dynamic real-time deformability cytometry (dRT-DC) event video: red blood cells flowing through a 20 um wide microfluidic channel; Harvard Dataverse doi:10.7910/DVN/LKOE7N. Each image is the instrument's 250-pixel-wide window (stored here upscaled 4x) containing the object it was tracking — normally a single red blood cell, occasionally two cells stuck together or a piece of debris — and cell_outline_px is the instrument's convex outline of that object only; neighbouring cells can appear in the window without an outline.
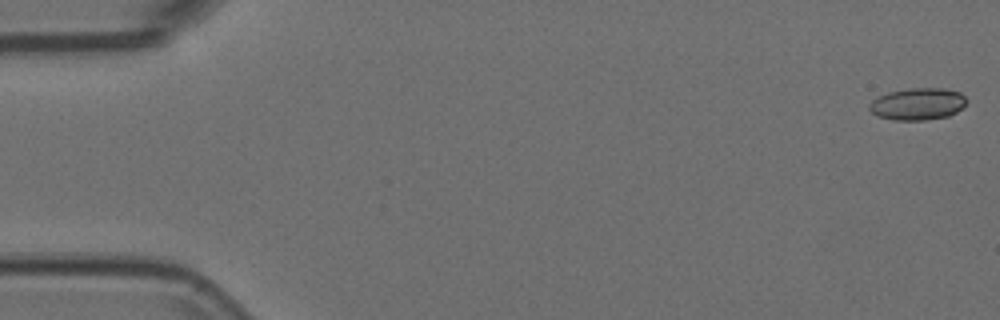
{"species": "Egyptian fruit bat (a non-hibernating species)", "species_latin": "Rousettus aegyptiacus", "temperature_condition": "room temperature", "stored_images_in_passage": 55, "camera_frame_rate_fps": 3000, "um_per_image_px": 0.085, "animal": {"sex": "female"}, "frame": {"image": 1, "passage_image": 1, "time_ms": 0.0, "image_size_px": [1000, 320], "cell_outline_px": [[968, 100], [964, 108], [948, 116], [924, 120], [892, 120], [876, 116], [868, 108], [868, 104], [876, 96], [888, 92], [908, 88], [944, 88], [960, 92]], "centroid_in_image_um": [77.99, 8.83], "position_along_channel_um": 7.0, "area_um2": 18.5}}
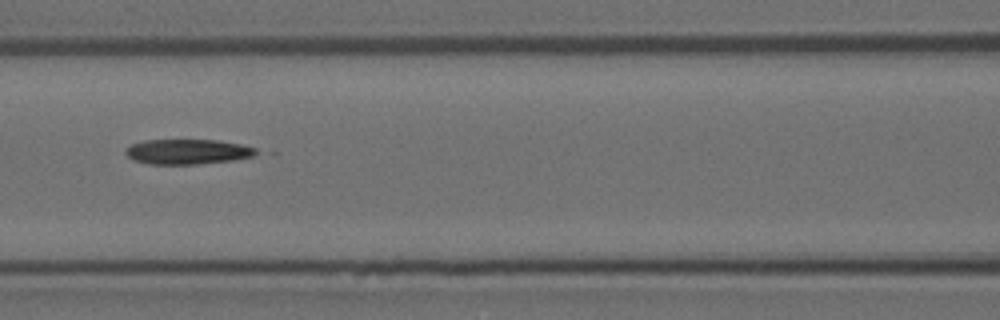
{"frame": {"image": 2, "passage_image": 24, "time_ms": 7.667, "image_size_px": [1000, 320], "cell_outline_px": [[260, 152], [252, 156], [232, 160], [196, 164], [148, 164], [132, 160], [124, 152], [124, 148], [132, 144], [144, 140], [216, 140], [240, 144], [256, 148]], "centroid_in_image_um": [15.9, 12.89], "position_along_channel_um": 150.7, "area_um2": 19.07}}
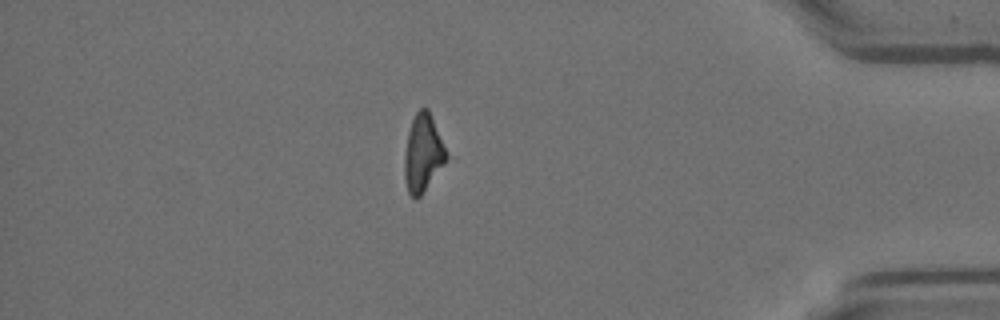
{"frame": {"image": 3, "passage_image": 47, "time_ms": 15.333, "image_size_px": [1000, 320], "cell_outline_px": [[456, 156], [420, 196], [416, 200], [408, 192], [404, 180], [404, 156], [408, 132], [412, 120], [416, 112], [420, 108], [428, 108]], "centroid_in_image_um": [36.12, 13.02], "position_along_channel_um": 399.1, "area_um2": 20.92}}